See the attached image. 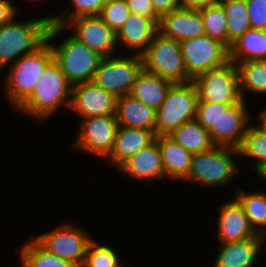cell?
<instances>
[{
    "label": "cell",
    "mask_w": 266,
    "mask_h": 267,
    "mask_svg": "<svg viewBox=\"0 0 266 267\" xmlns=\"http://www.w3.org/2000/svg\"><path fill=\"white\" fill-rule=\"evenodd\" d=\"M259 121L260 124L257 127L266 134V109L259 113Z\"/></svg>",
    "instance_id": "42"
},
{
    "label": "cell",
    "mask_w": 266,
    "mask_h": 267,
    "mask_svg": "<svg viewBox=\"0 0 266 267\" xmlns=\"http://www.w3.org/2000/svg\"><path fill=\"white\" fill-rule=\"evenodd\" d=\"M34 240L48 252L81 267L88 245L93 239L85 230L66 223L48 233L36 236Z\"/></svg>",
    "instance_id": "11"
},
{
    "label": "cell",
    "mask_w": 266,
    "mask_h": 267,
    "mask_svg": "<svg viewBox=\"0 0 266 267\" xmlns=\"http://www.w3.org/2000/svg\"><path fill=\"white\" fill-rule=\"evenodd\" d=\"M156 140L152 131L142 128L118 126L112 152L108 156L111 164L117 168L128 158L149 146Z\"/></svg>",
    "instance_id": "20"
},
{
    "label": "cell",
    "mask_w": 266,
    "mask_h": 267,
    "mask_svg": "<svg viewBox=\"0 0 266 267\" xmlns=\"http://www.w3.org/2000/svg\"><path fill=\"white\" fill-rule=\"evenodd\" d=\"M126 3L131 13L150 18L159 25L161 17L156 13L151 0H126Z\"/></svg>",
    "instance_id": "38"
},
{
    "label": "cell",
    "mask_w": 266,
    "mask_h": 267,
    "mask_svg": "<svg viewBox=\"0 0 266 267\" xmlns=\"http://www.w3.org/2000/svg\"><path fill=\"white\" fill-rule=\"evenodd\" d=\"M236 193V196L238 195L236 199L242 205L251 227L257 234L266 237V194L263 192L248 194L241 189Z\"/></svg>",
    "instance_id": "28"
},
{
    "label": "cell",
    "mask_w": 266,
    "mask_h": 267,
    "mask_svg": "<svg viewBox=\"0 0 266 267\" xmlns=\"http://www.w3.org/2000/svg\"><path fill=\"white\" fill-rule=\"evenodd\" d=\"M172 136L176 142L192 154L213 149L209 130L205 129L196 119L185 122L174 130Z\"/></svg>",
    "instance_id": "26"
},
{
    "label": "cell",
    "mask_w": 266,
    "mask_h": 267,
    "mask_svg": "<svg viewBox=\"0 0 266 267\" xmlns=\"http://www.w3.org/2000/svg\"><path fill=\"white\" fill-rule=\"evenodd\" d=\"M118 168L132 179H163L165 172L158 140L128 158Z\"/></svg>",
    "instance_id": "18"
},
{
    "label": "cell",
    "mask_w": 266,
    "mask_h": 267,
    "mask_svg": "<svg viewBox=\"0 0 266 267\" xmlns=\"http://www.w3.org/2000/svg\"><path fill=\"white\" fill-rule=\"evenodd\" d=\"M74 25L73 36L102 57H110L116 49L117 33L99 15L71 19L64 27Z\"/></svg>",
    "instance_id": "13"
},
{
    "label": "cell",
    "mask_w": 266,
    "mask_h": 267,
    "mask_svg": "<svg viewBox=\"0 0 266 267\" xmlns=\"http://www.w3.org/2000/svg\"><path fill=\"white\" fill-rule=\"evenodd\" d=\"M172 85L173 83L170 81L160 78L143 68L138 74L129 95L157 110L163 104Z\"/></svg>",
    "instance_id": "24"
},
{
    "label": "cell",
    "mask_w": 266,
    "mask_h": 267,
    "mask_svg": "<svg viewBox=\"0 0 266 267\" xmlns=\"http://www.w3.org/2000/svg\"><path fill=\"white\" fill-rule=\"evenodd\" d=\"M227 18L228 49L232 43L251 28L246 0H223Z\"/></svg>",
    "instance_id": "27"
},
{
    "label": "cell",
    "mask_w": 266,
    "mask_h": 267,
    "mask_svg": "<svg viewBox=\"0 0 266 267\" xmlns=\"http://www.w3.org/2000/svg\"><path fill=\"white\" fill-rule=\"evenodd\" d=\"M117 128L116 115L83 118L74 146L99 157L108 158L114 147Z\"/></svg>",
    "instance_id": "12"
},
{
    "label": "cell",
    "mask_w": 266,
    "mask_h": 267,
    "mask_svg": "<svg viewBox=\"0 0 266 267\" xmlns=\"http://www.w3.org/2000/svg\"><path fill=\"white\" fill-rule=\"evenodd\" d=\"M38 81L30 97L18 108L21 113L40 120L54 114L62 103L70 108L72 85L55 59L46 66Z\"/></svg>",
    "instance_id": "2"
},
{
    "label": "cell",
    "mask_w": 266,
    "mask_h": 267,
    "mask_svg": "<svg viewBox=\"0 0 266 267\" xmlns=\"http://www.w3.org/2000/svg\"><path fill=\"white\" fill-rule=\"evenodd\" d=\"M130 13L126 0H108L103 6L99 16L117 33Z\"/></svg>",
    "instance_id": "35"
},
{
    "label": "cell",
    "mask_w": 266,
    "mask_h": 267,
    "mask_svg": "<svg viewBox=\"0 0 266 267\" xmlns=\"http://www.w3.org/2000/svg\"><path fill=\"white\" fill-rule=\"evenodd\" d=\"M245 99L230 106L221 114L217 123L209 130L211 139L216 146L233 147L239 149L243 143L248 128L250 116Z\"/></svg>",
    "instance_id": "15"
},
{
    "label": "cell",
    "mask_w": 266,
    "mask_h": 267,
    "mask_svg": "<svg viewBox=\"0 0 266 267\" xmlns=\"http://www.w3.org/2000/svg\"><path fill=\"white\" fill-rule=\"evenodd\" d=\"M115 251L107 245H99L93 239L87 248L81 267H121Z\"/></svg>",
    "instance_id": "33"
},
{
    "label": "cell",
    "mask_w": 266,
    "mask_h": 267,
    "mask_svg": "<svg viewBox=\"0 0 266 267\" xmlns=\"http://www.w3.org/2000/svg\"><path fill=\"white\" fill-rule=\"evenodd\" d=\"M239 152L240 156L256 158L253 168L257 172L266 164V134L257 126H249Z\"/></svg>",
    "instance_id": "32"
},
{
    "label": "cell",
    "mask_w": 266,
    "mask_h": 267,
    "mask_svg": "<svg viewBox=\"0 0 266 267\" xmlns=\"http://www.w3.org/2000/svg\"><path fill=\"white\" fill-rule=\"evenodd\" d=\"M159 32L176 41H183L205 35L199 9L181 6L161 17Z\"/></svg>",
    "instance_id": "16"
},
{
    "label": "cell",
    "mask_w": 266,
    "mask_h": 267,
    "mask_svg": "<svg viewBox=\"0 0 266 267\" xmlns=\"http://www.w3.org/2000/svg\"><path fill=\"white\" fill-rule=\"evenodd\" d=\"M192 82L197 88L198 101L233 106L243 100L237 65L232 61L199 75Z\"/></svg>",
    "instance_id": "8"
},
{
    "label": "cell",
    "mask_w": 266,
    "mask_h": 267,
    "mask_svg": "<svg viewBox=\"0 0 266 267\" xmlns=\"http://www.w3.org/2000/svg\"><path fill=\"white\" fill-rule=\"evenodd\" d=\"M118 126L142 128L155 133L156 110L130 95L117 101Z\"/></svg>",
    "instance_id": "23"
},
{
    "label": "cell",
    "mask_w": 266,
    "mask_h": 267,
    "mask_svg": "<svg viewBox=\"0 0 266 267\" xmlns=\"http://www.w3.org/2000/svg\"><path fill=\"white\" fill-rule=\"evenodd\" d=\"M198 92L193 82L173 84L156 110L155 135L171 134L185 122L196 119Z\"/></svg>",
    "instance_id": "6"
},
{
    "label": "cell",
    "mask_w": 266,
    "mask_h": 267,
    "mask_svg": "<svg viewBox=\"0 0 266 267\" xmlns=\"http://www.w3.org/2000/svg\"><path fill=\"white\" fill-rule=\"evenodd\" d=\"M65 30L64 26L50 24L47 41L35 52L24 55L13 62L6 78V93L10 102L18 109L32 94L39 77L54 59L50 42Z\"/></svg>",
    "instance_id": "1"
},
{
    "label": "cell",
    "mask_w": 266,
    "mask_h": 267,
    "mask_svg": "<svg viewBox=\"0 0 266 267\" xmlns=\"http://www.w3.org/2000/svg\"><path fill=\"white\" fill-rule=\"evenodd\" d=\"M230 107L229 104L198 101L196 120L207 130L217 123L221 114Z\"/></svg>",
    "instance_id": "36"
},
{
    "label": "cell",
    "mask_w": 266,
    "mask_h": 267,
    "mask_svg": "<svg viewBox=\"0 0 266 267\" xmlns=\"http://www.w3.org/2000/svg\"><path fill=\"white\" fill-rule=\"evenodd\" d=\"M266 237H253L220 244L214 267H252Z\"/></svg>",
    "instance_id": "21"
},
{
    "label": "cell",
    "mask_w": 266,
    "mask_h": 267,
    "mask_svg": "<svg viewBox=\"0 0 266 267\" xmlns=\"http://www.w3.org/2000/svg\"><path fill=\"white\" fill-rule=\"evenodd\" d=\"M180 48L188 77L192 81L199 75L230 61L229 49L206 34L181 41Z\"/></svg>",
    "instance_id": "10"
},
{
    "label": "cell",
    "mask_w": 266,
    "mask_h": 267,
    "mask_svg": "<svg viewBox=\"0 0 266 267\" xmlns=\"http://www.w3.org/2000/svg\"><path fill=\"white\" fill-rule=\"evenodd\" d=\"M158 31V24L154 20L130 13L123 26L117 31V43H122L131 50L138 49L135 53L142 55Z\"/></svg>",
    "instance_id": "19"
},
{
    "label": "cell",
    "mask_w": 266,
    "mask_h": 267,
    "mask_svg": "<svg viewBox=\"0 0 266 267\" xmlns=\"http://www.w3.org/2000/svg\"><path fill=\"white\" fill-rule=\"evenodd\" d=\"M156 139L161 151L165 176L185 180L191 170L193 154L179 145L172 134H161Z\"/></svg>",
    "instance_id": "22"
},
{
    "label": "cell",
    "mask_w": 266,
    "mask_h": 267,
    "mask_svg": "<svg viewBox=\"0 0 266 267\" xmlns=\"http://www.w3.org/2000/svg\"><path fill=\"white\" fill-rule=\"evenodd\" d=\"M20 255L22 267H79L48 252L34 239L22 247Z\"/></svg>",
    "instance_id": "30"
},
{
    "label": "cell",
    "mask_w": 266,
    "mask_h": 267,
    "mask_svg": "<svg viewBox=\"0 0 266 267\" xmlns=\"http://www.w3.org/2000/svg\"><path fill=\"white\" fill-rule=\"evenodd\" d=\"M236 65L243 99L245 89L255 93H266V60L239 62Z\"/></svg>",
    "instance_id": "29"
},
{
    "label": "cell",
    "mask_w": 266,
    "mask_h": 267,
    "mask_svg": "<svg viewBox=\"0 0 266 267\" xmlns=\"http://www.w3.org/2000/svg\"><path fill=\"white\" fill-rule=\"evenodd\" d=\"M14 20L0 27V71L10 61L15 62L20 57L35 52L47 41L51 24L48 17L23 23Z\"/></svg>",
    "instance_id": "3"
},
{
    "label": "cell",
    "mask_w": 266,
    "mask_h": 267,
    "mask_svg": "<svg viewBox=\"0 0 266 267\" xmlns=\"http://www.w3.org/2000/svg\"><path fill=\"white\" fill-rule=\"evenodd\" d=\"M118 98L93 81L72 86L70 109L82 118L116 115Z\"/></svg>",
    "instance_id": "14"
},
{
    "label": "cell",
    "mask_w": 266,
    "mask_h": 267,
    "mask_svg": "<svg viewBox=\"0 0 266 267\" xmlns=\"http://www.w3.org/2000/svg\"><path fill=\"white\" fill-rule=\"evenodd\" d=\"M218 218V240L221 243L241 241L253 237H264L251 227L242 205L237 199L220 206Z\"/></svg>",
    "instance_id": "17"
},
{
    "label": "cell",
    "mask_w": 266,
    "mask_h": 267,
    "mask_svg": "<svg viewBox=\"0 0 266 267\" xmlns=\"http://www.w3.org/2000/svg\"><path fill=\"white\" fill-rule=\"evenodd\" d=\"M229 60L239 62L266 60V30L248 29L229 49Z\"/></svg>",
    "instance_id": "25"
},
{
    "label": "cell",
    "mask_w": 266,
    "mask_h": 267,
    "mask_svg": "<svg viewBox=\"0 0 266 267\" xmlns=\"http://www.w3.org/2000/svg\"><path fill=\"white\" fill-rule=\"evenodd\" d=\"M206 35L228 48L227 18L222 4L199 9Z\"/></svg>",
    "instance_id": "31"
},
{
    "label": "cell",
    "mask_w": 266,
    "mask_h": 267,
    "mask_svg": "<svg viewBox=\"0 0 266 267\" xmlns=\"http://www.w3.org/2000/svg\"><path fill=\"white\" fill-rule=\"evenodd\" d=\"M256 173L261 179L264 178V180H266V164L262 166Z\"/></svg>",
    "instance_id": "43"
},
{
    "label": "cell",
    "mask_w": 266,
    "mask_h": 267,
    "mask_svg": "<svg viewBox=\"0 0 266 267\" xmlns=\"http://www.w3.org/2000/svg\"><path fill=\"white\" fill-rule=\"evenodd\" d=\"M222 1L223 0H182V4L186 8L200 9L219 5Z\"/></svg>",
    "instance_id": "41"
},
{
    "label": "cell",
    "mask_w": 266,
    "mask_h": 267,
    "mask_svg": "<svg viewBox=\"0 0 266 267\" xmlns=\"http://www.w3.org/2000/svg\"><path fill=\"white\" fill-rule=\"evenodd\" d=\"M108 0H71L75 10L66 17L60 15L49 16L48 20L55 25L65 26L71 19L80 16L99 15Z\"/></svg>",
    "instance_id": "34"
},
{
    "label": "cell",
    "mask_w": 266,
    "mask_h": 267,
    "mask_svg": "<svg viewBox=\"0 0 266 267\" xmlns=\"http://www.w3.org/2000/svg\"><path fill=\"white\" fill-rule=\"evenodd\" d=\"M10 0H0V27L10 22L16 15V7Z\"/></svg>",
    "instance_id": "40"
},
{
    "label": "cell",
    "mask_w": 266,
    "mask_h": 267,
    "mask_svg": "<svg viewBox=\"0 0 266 267\" xmlns=\"http://www.w3.org/2000/svg\"><path fill=\"white\" fill-rule=\"evenodd\" d=\"M141 56L146 71L173 84L192 82L186 71L179 41L166 37L158 31Z\"/></svg>",
    "instance_id": "4"
},
{
    "label": "cell",
    "mask_w": 266,
    "mask_h": 267,
    "mask_svg": "<svg viewBox=\"0 0 266 267\" xmlns=\"http://www.w3.org/2000/svg\"><path fill=\"white\" fill-rule=\"evenodd\" d=\"M235 154L240 155L239 149L224 146L193 154L191 170L185 180L207 187L231 183L230 180L239 171L232 156Z\"/></svg>",
    "instance_id": "5"
},
{
    "label": "cell",
    "mask_w": 266,
    "mask_h": 267,
    "mask_svg": "<svg viewBox=\"0 0 266 267\" xmlns=\"http://www.w3.org/2000/svg\"><path fill=\"white\" fill-rule=\"evenodd\" d=\"M251 28L266 30V0H246Z\"/></svg>",
    "instance_id": "37"
},
{
    "label": "cell",
    "mask_w": 266,
    "mask_h": 267,
    "mask_svg": "<svg viewBox=\"0 0 266 267\" xmlns=\"http://www.w3.org/2000/svg\"><path fill=\"white\" fill-rule=\"evenodd\" d=\"M50 45L54 59L59 63L72 86L93 81L102 56L92 51L73 35L58 46L52 42Z\"/></svg>",
    "instance_id": "7"
},
{
    "label": "cell",
    "mask_w": 266,
    "mask_h": 267,
    "mask_svg": "<svg viewBox=\"0 0 266 267\" xmlns=\"http://www.w3.org/2000/svg\"><path fill=\"white\" fill-rule=\"evenodd\" d=\"M151 1L154 5L156 13L160 17L183 6L182 0H151Z\"/></svg>",
    "instance_id": "39"
},
{
    "label": "cell",
    "mask_w": 266,
    "mask_h": 267,
    "mask_svg": "<svg viewBox=\"0 0 266 267\" xmlns=\"http://www.w3.org/2000/svg\"><path fill=\"white\" fill-rule=\"evenodd\" d=\"M143 68V58L138 54L132 57H103L95 72L93 82L119 98L130 94Z\"/></svg>",
    "instance_id": "9"
}]
</instances>
